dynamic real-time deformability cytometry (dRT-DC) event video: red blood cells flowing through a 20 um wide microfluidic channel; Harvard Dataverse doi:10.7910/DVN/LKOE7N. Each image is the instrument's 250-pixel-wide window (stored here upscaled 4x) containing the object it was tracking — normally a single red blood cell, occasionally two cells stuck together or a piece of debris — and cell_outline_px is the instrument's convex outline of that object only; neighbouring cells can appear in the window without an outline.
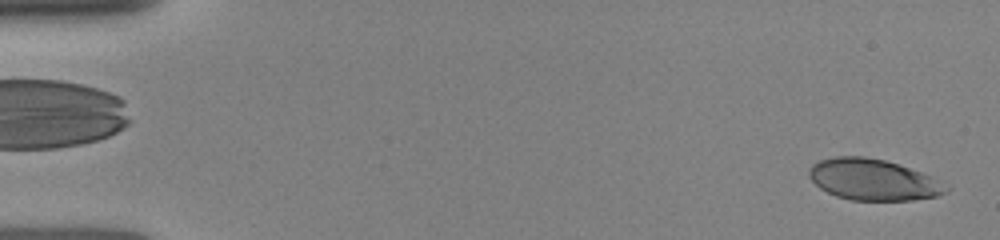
{"species": "human", "species_latin": "Homo sapiens", "temperature_condition": "room temperature", "stored_images_in_passage": 2, "camera_frame_rate_fps": 3000, "um_per_image_px": 0.085, "donor": {"sex": "female"}, "frame": {"image": 1, "passage_image": 2, "time_ms": 1.0, "image_size_px": [1000, 240], "cell_outline_px": [[952, 188], [948, 192], [936, 196], [912, 200], [852, 200], [836, 196], [820, 188], [808, 176], [808, 168], [812, 164], [820, 160], [836, 156], [864, 156], [884, 160], [932, 176]], "centroid_in_image_um": [74.22, 15.27], "position_along_channel_um": 10.8, "area_um2": 32.83}}